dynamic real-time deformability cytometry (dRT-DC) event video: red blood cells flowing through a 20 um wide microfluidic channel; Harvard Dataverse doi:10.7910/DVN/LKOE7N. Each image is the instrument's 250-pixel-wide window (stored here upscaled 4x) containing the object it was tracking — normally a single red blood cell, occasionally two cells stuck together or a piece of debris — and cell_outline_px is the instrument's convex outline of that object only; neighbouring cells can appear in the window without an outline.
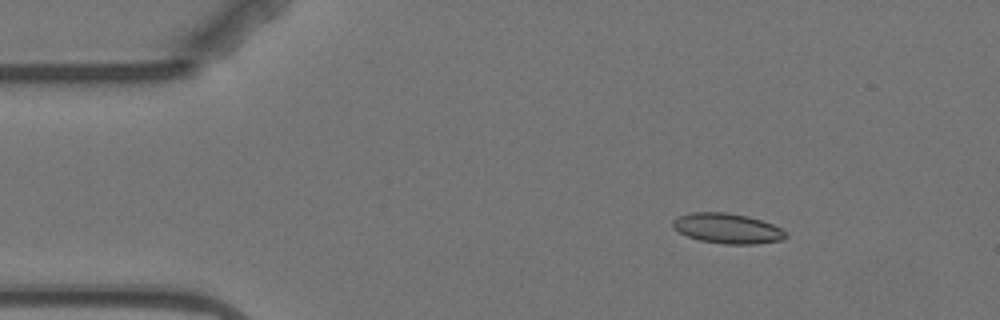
{"species": "Egyptian fruit bat (a non-hibernating species)", "species_latin": "Rousettus aegyptiacus", "temperature_condition": "warm", "stored_images_in_passage": 6, "segment_of_instrument_passage": [1, 2], "camera_frame_rate_fps": 3000, "um_per_image_px": 0.085, "animal": {"sex": "female"}, "frame": {"image": 1, "passage_image": 3, "time_ms": 2.333, "image_size_px": [1000, 320], "cell_outline_px": [[788, 236], [784, 240], [756, 244], [724, 244], [700, 240], [688, 236], [672, 228], [672, 220], [680, 216], [692, 212], [724, 212], [748, 216], [772, 224], [780, 228]], "centroid_in_image_um": [61.83, 19.42], "position_along_channel_um": 23.2, "area_um2": 19.77}}